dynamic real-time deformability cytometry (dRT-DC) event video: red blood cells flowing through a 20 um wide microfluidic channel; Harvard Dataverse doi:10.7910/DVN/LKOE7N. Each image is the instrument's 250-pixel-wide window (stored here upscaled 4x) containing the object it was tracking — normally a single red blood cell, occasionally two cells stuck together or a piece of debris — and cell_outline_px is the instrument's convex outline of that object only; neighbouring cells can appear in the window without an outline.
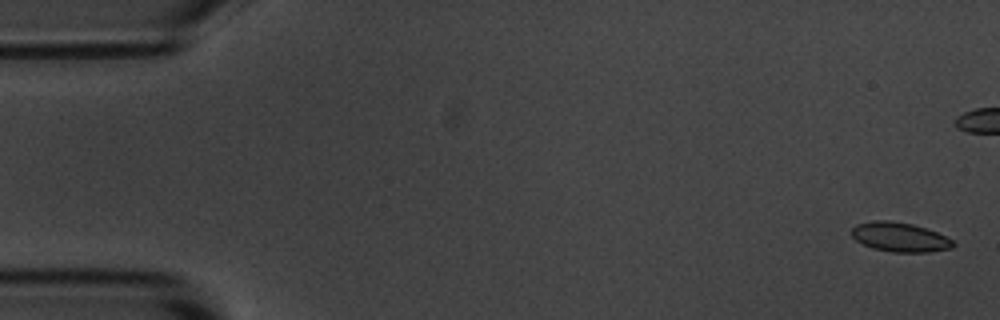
{"species": "common noctule bat (a hibernating species)", "species_latin": "Nyctalus noctula", "temperature_condition": "room temperature", "stored_images_in_passage": 57, "camera_frame_rate_fps": 3000, "um_per_image_px": 0.085, "animal": {"sex": "male", "body_mass_g": 20.1, "forearm_length_mm": 53.5}, "frame": {"image": 1, "passage_image": 2, "time_ms": 0.333, "image_size_px": [1000, 320], "cell_outline_px": [[956, 244], [952, 248], [928, 252], [892, 252], [872, 248], [856, 240], [852, 236], [852, 228], [856, 224], [876, 220], [888, 220], [912, 224], [936, 232], [952, 240]], "centroid_in_image_um": [76.48, 20.16], "position_along_channel_um": 8.5, "area_um2": 17.22}}
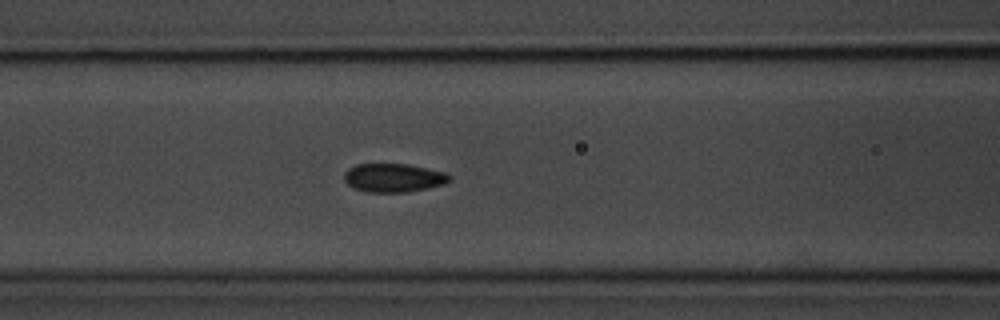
{"frame": {"image": 2, "passage_image": 23, "time_ms": 7.333, "image_size_px": [1000, 320], "cell_outline_px": [[452, 180], [444, 184], [428, 188], [408, 192], [364, 192], [348, 184], [344, 180], [344, 172], [348, 168], [356, 164], [408, 164], [444, 172], [452, 176]], "centroid_in_image_um": [33.46, 15.11], "position_along_channel_um": 133.1, "area_um2": 17.63}}
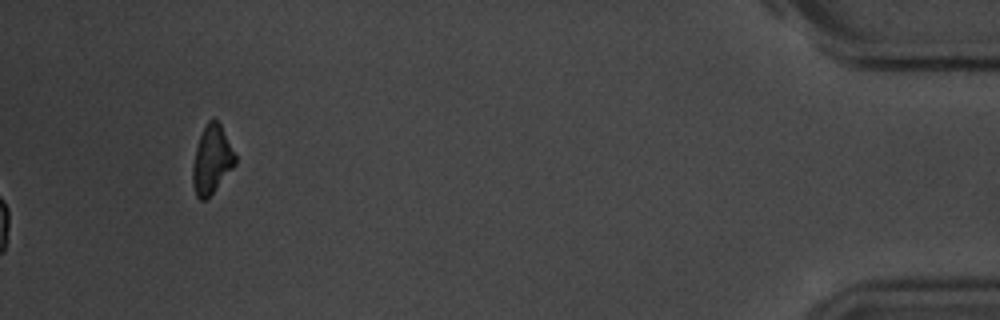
{"frame": {"image": 3, "passage_image": 57, "time_ms": 18.667, "image_size_px": [1000, 320], "cell_outline_px": [[236, 164], [212, 192], [204, 200], [200, 200], [196, 196], [192, 184], [192, 164], [196, 148], [200, 136], [208, 120], [212, 116], [220, 124], [236, 156]], "centroid_in_image_um": [17.98, 13.56], "position_along_channel_um": 417.2, "area_um2": 16.65}, "authors_computed_cell_mechanics": {"area_um2": 17.3978, "velocity_mm_per_s": 3.6374, "shape_relaxation_time_tau1_ms": 2.8095, "shape_relaxation_time_tau2_ms": 1.0386, "deformation_change_tau1": 0.1045, "deformation_change_tau2": 0.0609}}